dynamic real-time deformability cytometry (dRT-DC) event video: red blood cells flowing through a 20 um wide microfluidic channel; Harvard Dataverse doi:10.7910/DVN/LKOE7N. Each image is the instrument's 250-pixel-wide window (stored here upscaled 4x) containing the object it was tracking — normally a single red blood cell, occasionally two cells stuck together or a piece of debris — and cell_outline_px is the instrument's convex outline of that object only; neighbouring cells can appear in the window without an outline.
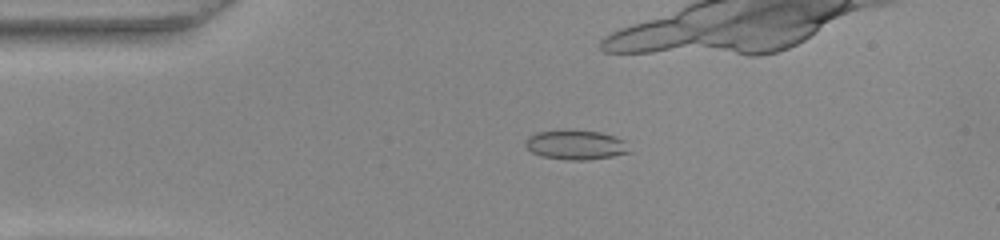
{"species": "common noctule bat (a hibernating species)", "species_latin": "Nyctalus noctula", "temperature_condition": "warm", "stored_images_in_passage": 44, "camera_frame_rate_fps": 3000, "um_per_image_px": 0.085, "animal": {"sex": "female", "body_mass_g": 22.0, "forearm_length_mm": 56.7}, "frame": {"image": 1, "passage_image": 7, "time_ms": 2.0, "image_size_px": [1000, 240], "cell_outline_px": [[632, 152], [612, 156], [584, 160], [568, 160], [540, 156], [532, 152], [524, 144], [524, 140], [528, 136], [536, 132], [560, 128], [600, 132], [616, 136], [624, 140]], "centroid_in_image_um": [48.91, 12.28], "position_along_channel_um": 36.1, "area_um2": 18.38}}
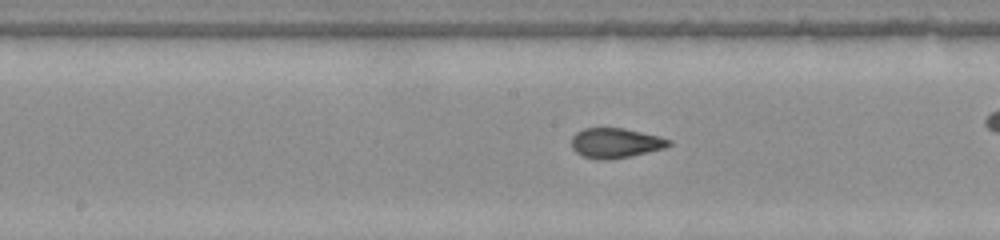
{"frame": {"image": 2, "passage_image": 22, "time_ms": 7.0, "image_size_px": [1000, 240], "cell_outline_px": [[672, 144], [664, 148], [628, 156], [608, 160], [596, 160], [584, 156], [576, 152], [572, 148], [572, 136], [576, 132], [584, 128], [624, 128], [660, 136], [672, 140]], "centroid_in_image_um": [52.31, 12.15], "position_along_channel_um": 195.9, "area_um2": 16.94}}
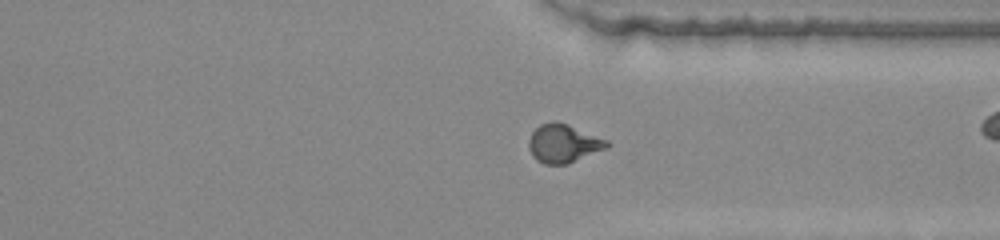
{"frame": {"image": 3, "passage_image": 35, "time_ms": 11.333, "image_size_px": [1000, 240], "cell_outline_px": [[608, 148], [568, 164], [544, 164], [536, 160], [532, 156], [528, 148], [528, 140], [532, 132], [540, 124], [552, 120], [556, 120], [568, 124], [608, 140]], "centroid_in_image_um": [47.87, 12.19], "position_along_channel_um": 363.5, "area_um2": 17.74}}